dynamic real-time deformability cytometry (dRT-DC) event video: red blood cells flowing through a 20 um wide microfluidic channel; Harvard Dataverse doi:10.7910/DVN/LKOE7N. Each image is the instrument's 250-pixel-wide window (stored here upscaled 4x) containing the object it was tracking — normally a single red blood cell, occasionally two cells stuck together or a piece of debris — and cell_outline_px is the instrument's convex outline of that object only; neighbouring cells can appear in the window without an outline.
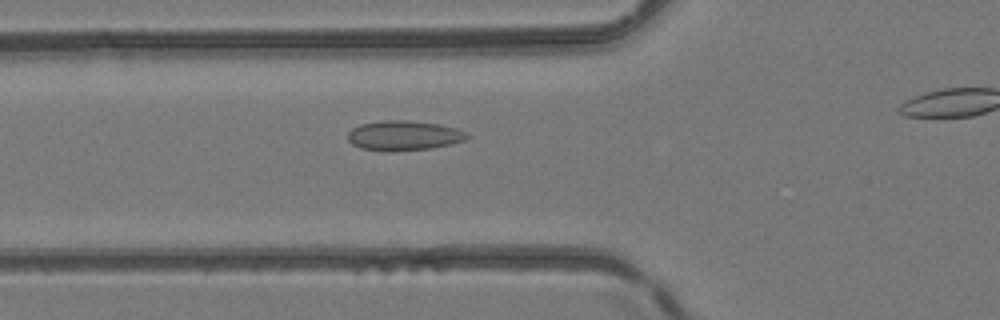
{"species": "common noctule bat (a hibernating species)", "species_latin": "Nyctalus noctula", "temperature_condition": "room temperature", "stored_images_in_passage": 27, "camera_frame_rate_fps": 3000, "um_per_image_px": 0.085, "animal": {"sex": "female", "body_mass_g": 24.6, "forearm_length_mm": 56.2}, "frame": {"image": 1, "passage_image": 5, "time_ms": 1.333, "image_size_px": [1000, 320], "cell_outline_px": [[472, 136], [464, 140], [452, 144], [432, 148], [392, 152], [360, 148], [352, 144], [348, 140], [348, 132], [352, 128], [360, 124], [384, 120], [408, 120], [440, 124], [456, 128]], "centroid_in_image_um": [34.32, 11.52], "position_along_channel_um": 91.5, "area_um2": 20.92}}
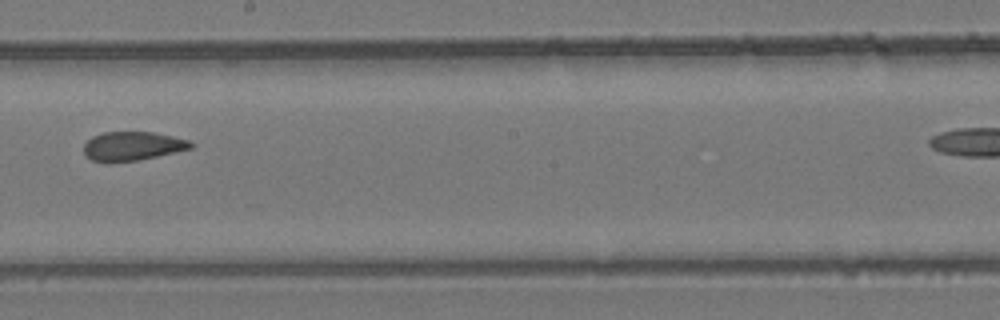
{"frame": {"image": 2, "passage_image": 15, "time_ms": 4.667, "image_size_px": [1000, 320], "cell_outline_px": [[196, 144], [192, 148], [176, 152], [136, 160], [108, 164], [92, 160], [84, 156], [84, 144], [92, 136], [104, 132], [152, 132], [172, 136], [188, 140]], "centroid_in_image_um": [11.22, 12.43], "position_along_channel_um": 237.0, "area_um2": 18.26}}
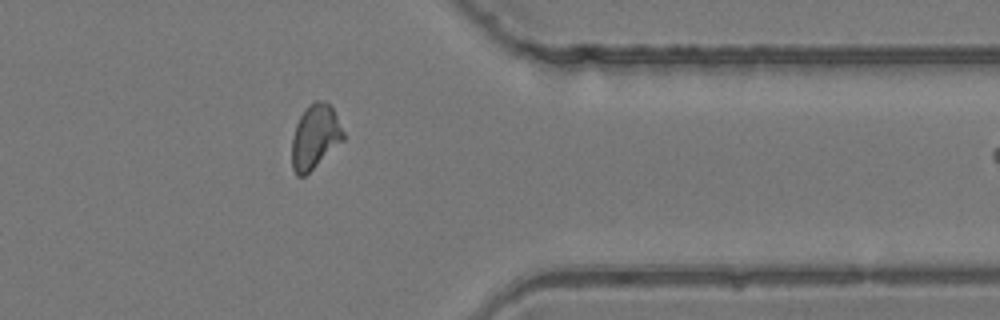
{"frame": {"image": 3, "passage_image": 26, "time_ms": 8.333, "image_size_px": [1000, 320], "cell_outline_px": [[344, 140], [304, 176], [296, 176], [292, 168], [292, 136], [296, 124], [300, 116], [308, 104], [316, 100], [324, 100], [332, 108], [344, 132]], "centroid_in_image_um": [26.76, 11.62], "position_along_channel_um": 384.6, "area_um2": 19.13}}